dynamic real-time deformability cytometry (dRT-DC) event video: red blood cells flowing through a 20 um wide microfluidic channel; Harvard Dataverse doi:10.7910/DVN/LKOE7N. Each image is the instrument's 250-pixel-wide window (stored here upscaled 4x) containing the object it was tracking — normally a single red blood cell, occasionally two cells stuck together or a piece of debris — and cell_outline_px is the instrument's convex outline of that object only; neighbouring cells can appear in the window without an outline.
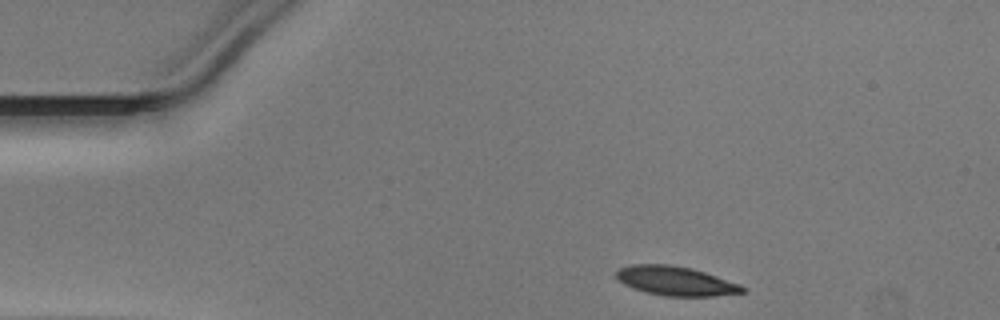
{"species": "Egyptian fruit bat (a non-hibernating species)", "species_latin": "Rousettus aegyptiacus", "temperature_condition": "warm", "stored_images_in_passage": 33, "camera_frame_rate_fps": 3000, "um_per_image_px": 0.085, "animal": {"sex": "male"}, "frame": {"image": 1, "passage_image": 1, "time_ms": 0.0, "image_size_px": [1000, 320], "cell_outline_px": [[748, 292], [712, 296], [664, 296], [632, 288], [624, 284], [616, 276], [616, 272], [620, 268], [632, 264], [668, 264], [692, 268], [740, 284], [748, 288]], "centroid_in_image_um": [57.47, 23.88], "position_along_channel_um": 27.5, "area_um2": 21.44}}
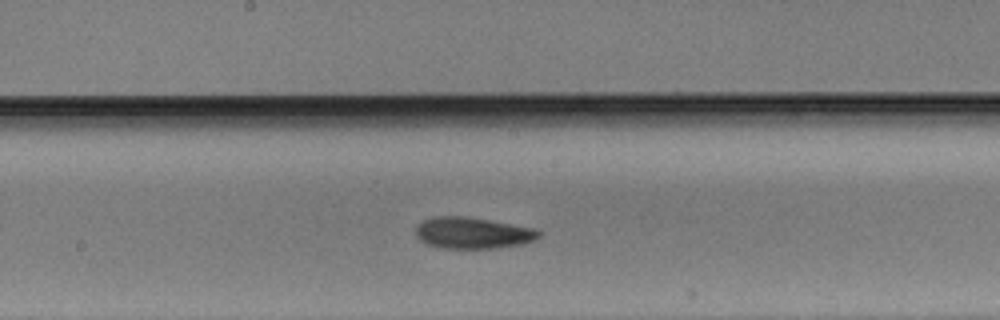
{"frame": {"image": 2, "passage_image": 19, "time_ms": 6.0, "image_size_px": [1000, 320], "cell_outline_px": [[544, 232], [540, 236], [532, 240], [520, 244], [496, 248], [440, 248], [428, 244], [420, 240], [416, 236], [416, 228], [424, 220], [436, 216], [468, 216], [536, 228]], "centroid_in_image_um": [40.21, 19.79], "position_along_channel_um": 208.0, "area_um2": 22.54}}
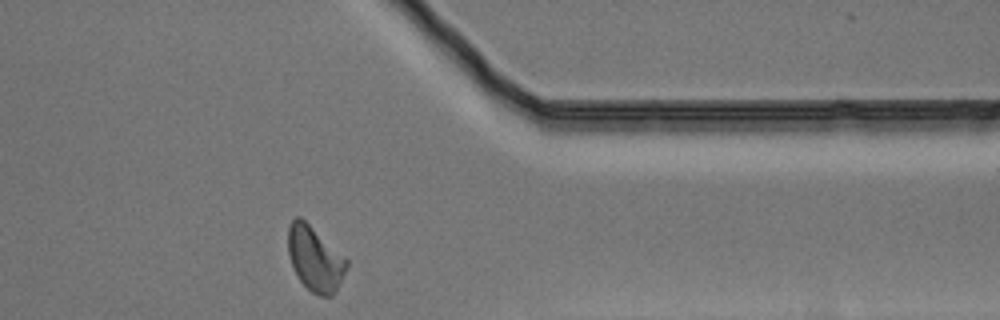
{"frame": {"image": 3, "passage_image": 33, "time_ms": 10.667, "image_size_px": [1000, 320], "cell_outline_px": [[348, 268], [336, 292], [332, 296], [320, 296], [312, 292], [300, 280], [292, 268], [288, 256], [288, 228], [292, 220], [296, 216], [300, 216], [344, 256], [348, 260]], "centroid_in_image_um": [26.77, 22.01], "position_along_channel_um": 384.6, "area_um2": 22.14}}